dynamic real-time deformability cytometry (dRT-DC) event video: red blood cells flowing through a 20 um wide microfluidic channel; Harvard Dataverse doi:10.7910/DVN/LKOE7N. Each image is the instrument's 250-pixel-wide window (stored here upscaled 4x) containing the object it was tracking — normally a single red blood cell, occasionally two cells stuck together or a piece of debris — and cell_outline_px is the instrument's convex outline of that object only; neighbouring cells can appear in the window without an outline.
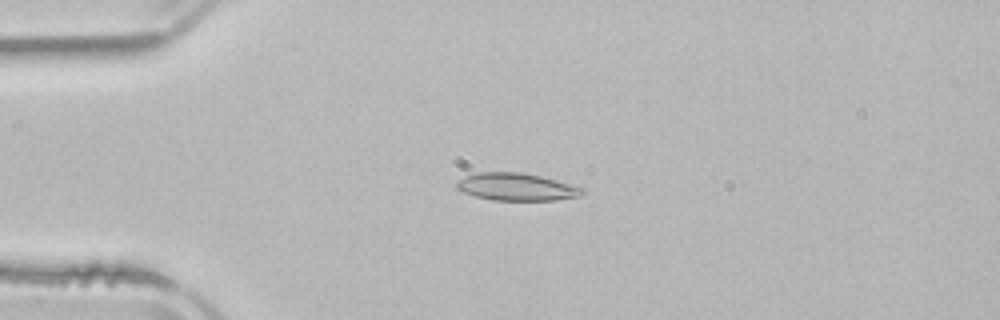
{"species": "common noctule bat (a hibernating species)", "species_latin": "Nyctalus noctula", "temperature_condition": "room temperature", "stored_images_in_passage": 5, "camera_frame_rate_fps": 3000, "um_per_image_px": 0.085, "animal": {"sex": "male", "body_mass_g": 21.5, "forearm_length_mm": 52.0}, "frame": {"image": 1, "passage_image": 3, "time_ms": 3.333, "image_size_px": [1000, 320], "cell_outline_px": [[584, 192], [580, 196], [552, 200], [492, 200], [476, 196], [464, 192], [456, 188], [456, 180], [464, 176], [480, 172], [520, 172], [540, 176], [556, 180], [584, 188]], "centroid_in_image_um": [43.87, 15.88], "position_along_channel_um": 41.1, "area_um2": 20.0}}
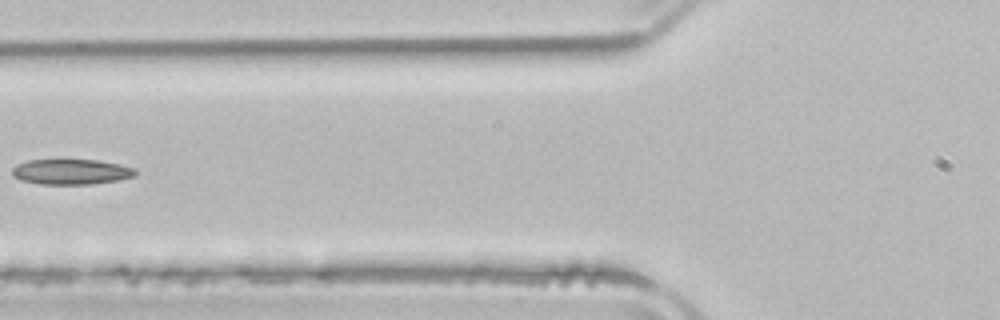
{"frame": {"image": 2, "passage_image": 5, "time_ms": 6.0, "image_size_px": [1000, 320], "cell_outline_px": [[136, 176], [116, 180], [92, 184], [40, 184], [20, 180], [12, 176], [12, 168], [16, 164], [28, 160], [96, 160], [120, 164], [136, 168]], "centroid_in_image_um": [6.03, 14.6], "position_along_channel_um": 119.8, "area_um2": 18.26}}